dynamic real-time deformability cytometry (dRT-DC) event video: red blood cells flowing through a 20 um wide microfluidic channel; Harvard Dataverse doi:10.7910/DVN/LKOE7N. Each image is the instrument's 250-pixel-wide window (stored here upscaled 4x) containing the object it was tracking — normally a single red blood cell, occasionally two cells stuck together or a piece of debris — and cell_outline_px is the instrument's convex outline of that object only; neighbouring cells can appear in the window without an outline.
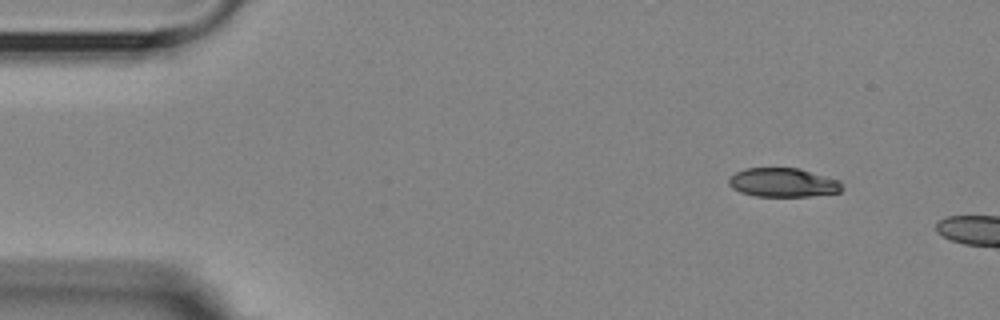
{"species": "Egyptian fruit bat (a non-hibernating species)", "species_latin": "Rousettus aegyptiacus", "temperature_condition": "room temperature", "stored_images_in_passage": 4, "camera_frame_rate_fps": 3000, "um_per_image_px": 0.085, "animal": {"sex": "female"}, "frame": {"image": 1, "passage_image": 1, "time_ms": 0.0, "image_size_px": [1000, 320], "cell_outline_px": [[844, 188], [840, 192], [808, 196], [756, 196], [740, 192], [732, 188], [728, 184], [728, 180], [736, 172], [744, 168], [800, 168], [840, 180]], "centroid_in_image_um": [66.58, 15.51], "position_along_channel_um": 18.4, "area_um2": 19.19}}